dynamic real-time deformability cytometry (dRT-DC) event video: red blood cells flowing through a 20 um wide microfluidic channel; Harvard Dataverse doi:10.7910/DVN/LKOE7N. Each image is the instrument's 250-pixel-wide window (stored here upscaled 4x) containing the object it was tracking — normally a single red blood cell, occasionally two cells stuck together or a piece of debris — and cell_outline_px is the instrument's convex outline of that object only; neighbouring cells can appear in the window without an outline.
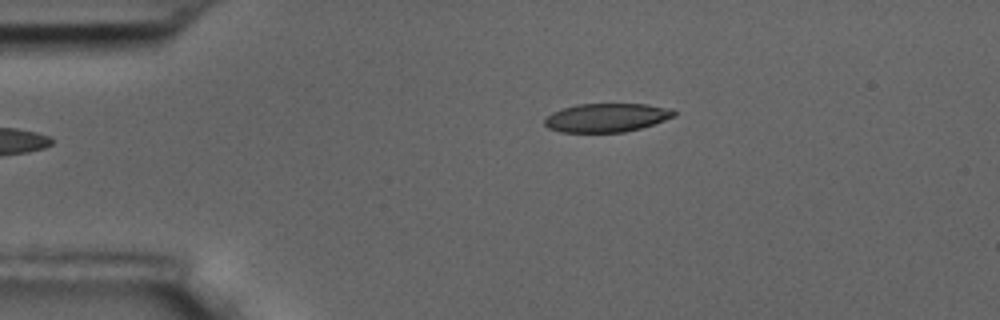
{"species": "common noctule bat (a hibernating species)", "species_latin": "Nyctalus noctula", "temperature_condition": "room temperature", "stored_images_in_passage": 45, "camera_frame_rate_fps": 3000, "um_per_image_px": 0.085, "animal": {"sex": "male", "body_mass_g": 17.5, "forearm_length_mm": 52.3}, "frame": {"image": 1, "passage_image": 1, "time_ms": 0.0, "image_size_px": [1000, 320], "cell_outline_px": [[676, 116], [640, 128], [624, 132], [560, 132], [548, 128], [544, 124], [544, 120], [552, 112], [576, 104], [648, 104], [672, 108], [676, 112]], "centroid_in_image_um": [51.57, 9.99], "position_along_channel_um": 33.4, "area_um2": 21.62}}
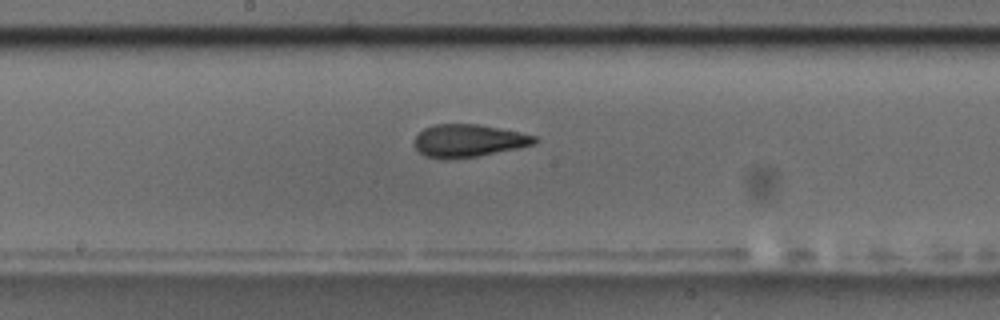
{"frame": {"image": 2, "passage_image": 19, "time_ms": 6.0, "image_size_px": [1000, 320], "cell_outline_px": [[540, 140], [536, 144], [476, 156], [448, 160], [444, 160], [424, 156], [412, 144], [412, 140], [424, 128], [436, 124], [476, 124], [520, 132], [536, 136]], "centroid_in_image_um": [39.78, 11.97], "position_along_channel_um": 208.4, "area_um2": 23.0}}
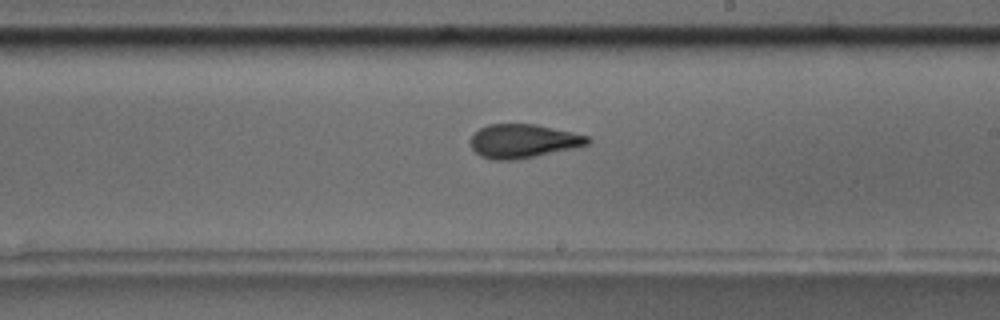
{"frame": {"image": 3, "passage_image": 22, "time_ms": 7.0, "image_size_px": [1000, 320], "cell_outline_px": [[592, 140], [588, 144], [572, 148], [536, 156], [512, 160], [492, 160], [480, 156], [472, 148], [468, 140], [480, 128], [488, 124], [536, 124], [572, 132], [588, 136]], "centroid_in_image_um": [44.44, 11.99], "position_along_channel_um": 244.6, "area_um2": 23.0}, "authors_computed_cell_mechanics": {"area_um2": 23.0044, "velocity_mm_per_s": 3.6313, "shape_relaxation_time_tau1_ms": 6.3323, "shape_relaxation_time_tau2_ms": 1.7237, "deformation_change_tau1": 0.1743, "deformation_change_tau2": 0.0948}}